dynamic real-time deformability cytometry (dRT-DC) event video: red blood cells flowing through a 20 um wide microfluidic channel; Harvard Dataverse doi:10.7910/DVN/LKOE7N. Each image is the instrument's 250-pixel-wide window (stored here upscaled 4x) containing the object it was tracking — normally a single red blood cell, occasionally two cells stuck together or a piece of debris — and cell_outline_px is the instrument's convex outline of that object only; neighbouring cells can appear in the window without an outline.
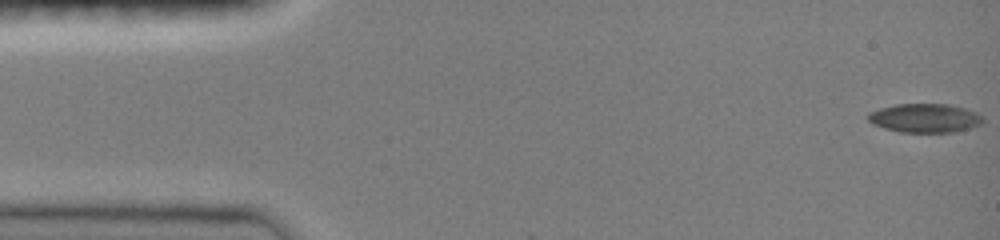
{"species": "common noctule bat (a hibernating species)", "species_latin": "Nyctalus noctula", "temperature_condition": "room temperature", "stored_images_in_passage": 47, "camera_frame_rate_fps": 3000, "um_per_image_px": 0.085, "animal": {"sex": "female", "body_mass_g": 19.0, "forearm_length_mm": 51.5}, "frame": {"image": 1, "passage_image": 1, "time_ms": 0.0, "image_size_px": [1000, 240], "cell_outline_px": [[984, 120], [980, 124], [956, 132], [900, 132], [884, 128], [872, 124], [868, 120], [868, 112], [880, 108], [896, 104], [948, 104], [964, 108], [976, 112], [984, 116]], "centroid_in_image_um": [78.61, 10.03], "position_along_channel_um": 6.4, "area_um2": 19.36}}
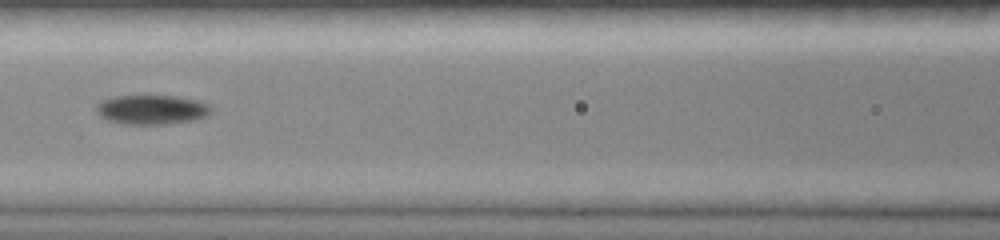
{"frame": {"image": 2, "passage_image": 21, "time_ms": 6.667, "image_size_px": [1000, 240], "cell_outline_px": [[212, 112], [208, 116], [192, 120], [168, 124], [124, 124], [108, 120], [100, 116], [96, 112], [96, 104], [100, 100], [112, 96], [176, 96], [200, 100], [208, 104], [212, 108]], "centroid_in_image_um": [12.9, 9.31], "position_along_channel_um": 153.7, "area_um2": 19.94}}
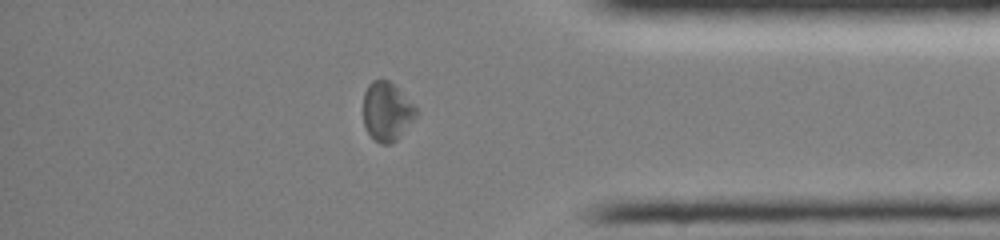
{"frame": {"image": 3, "passage_image": 40, "time_ms": 13.0, "image_size_px": [1000, 240], "cell_outline_px": [[420, 112], [396, 140], [388, 144], [380, 144], [368, 132], [364, 124], [364, 92], [368, 84], [372, 80], [388, 80]], "centroid_in_image_um": [32.87, 9.48], "position_along_channel_um": 402.3, "area_um2": 17.69}}